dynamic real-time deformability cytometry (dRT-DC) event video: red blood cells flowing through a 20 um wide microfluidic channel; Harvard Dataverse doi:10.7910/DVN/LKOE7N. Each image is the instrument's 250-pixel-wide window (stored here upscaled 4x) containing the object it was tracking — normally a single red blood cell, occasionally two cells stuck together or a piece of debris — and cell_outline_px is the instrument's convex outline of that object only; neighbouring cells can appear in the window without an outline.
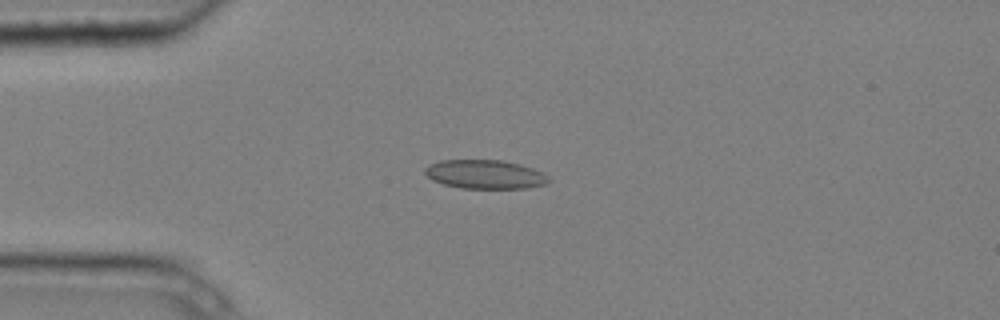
{"species": "common noctule bat (a hibernating species)", "species_latin": "Nyctalus noctula", "temperature_condition": "cold", "stored_images_in_passage": 7, "camera_frame_rate_fps": 3000, "um_per_image_px": 0.085, "animal": {"sex": "male", "body_mass_g": 20.4}, "frame": {"image": 1, "passage_image": 2, "time_ms": 0.333, "image_size_px": [1000, 320], "cell_outline_px": [[552, 180], [548, 184], [524, 188], [460, 188], [444, 184], [432, 180], [424, 172], [424, 168], [428, 164], [440, 160], [504, 160], [520, 164], [532, 168], [548, 176]], "centroid_in_image_um": [41.22, 14.81], "position_along_channel_um": 43.8, "area_um2": 20.92}}
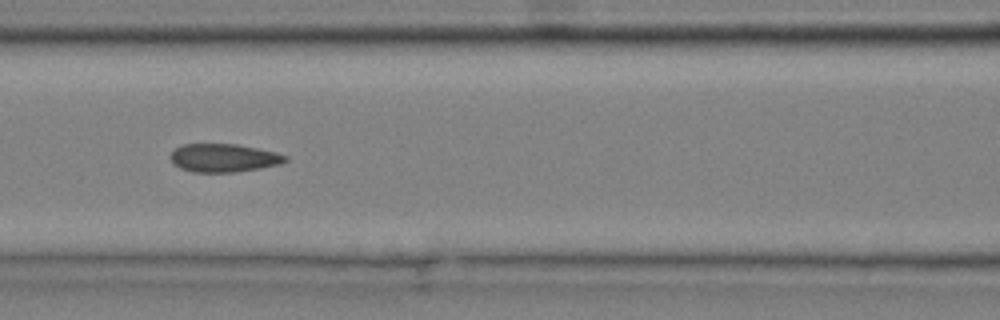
{"frame": {"image": 2, "passage_image": 5, "time_ms": 1.333, "image_size_px": [1000, 320], "cell_outline_px": [[288, 160], [280, 164], [260, 168], [236, 172], [192, 172], [180, 168], [172, 164], [168, 156], [176, 148], [184, 144], [236, 144], [276, 152], [288, 156]], "centroid_in_image_um": [18.99, 13.43], "position_along_channel_um": 147.6, "area_um2": 19.02}}
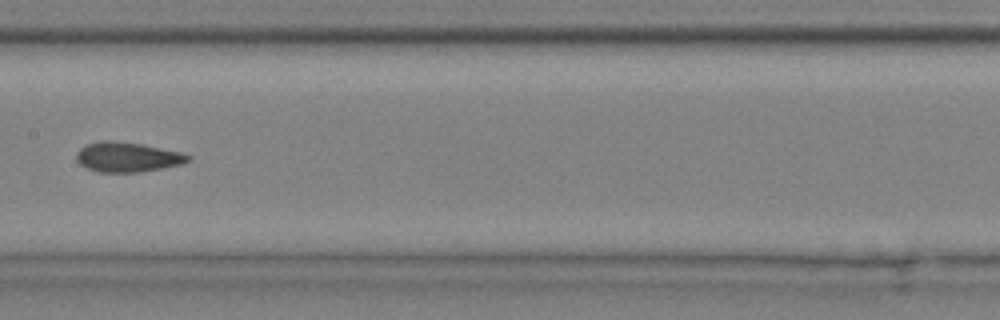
{"frame": {"image": 3, "passage_image": 6, "time_ms": 1.667, "image_size_px": [1000, 320], "cell_outline_px": [[192, 160], [180, 164], [160, 168], [136, 172], [100, 172], [88, 168], [80, 164], [76, 160], [76, 152], [80, 148], [88, 144], [104, 140], [108, 140], [140, 144], [180, 152], [192, 156]], "centroid_in_image_um": [10.82, 13.35], "position_along_channel_um": 196.6, "area_um2": 19.07}}